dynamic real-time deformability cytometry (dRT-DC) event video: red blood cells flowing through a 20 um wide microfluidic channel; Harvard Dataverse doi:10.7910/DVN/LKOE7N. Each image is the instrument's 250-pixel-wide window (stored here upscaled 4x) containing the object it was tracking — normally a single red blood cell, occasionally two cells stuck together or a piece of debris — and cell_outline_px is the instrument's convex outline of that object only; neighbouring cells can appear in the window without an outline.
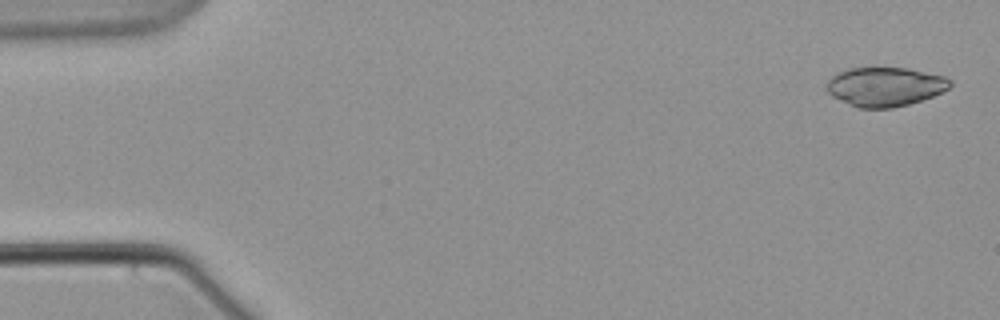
{"species": "common noctule bat (a hibernating species)", "species_latin": "Nyctalus noctula", "temperature_condition": "warm", "stored_images_in_passage": 7, "camera_frame_rate_fps": 3000, "um_per_image_px": 0.085, "animal": {"sex": "male", "body_mass_g": 21.5, "forearm_length_mm": 52.0}, "frame": {"image": 1, "passage_image": 1, "time_ms": 0.0, "image_size_px": [1000, 320], "cell_outline_px": [[952, 84], [948, 88], [932, 96], [908, 104], [892, 108], [860, 108], [832, 96], [828, 92], [828, 80], [832, 76], [848, 68], [908, 68], [944, 76], [952, 80]], "centroid_in_image_um": [75.25, 7.36], "position_along_channel_um": 9.8, "area_um2": 27.74}}
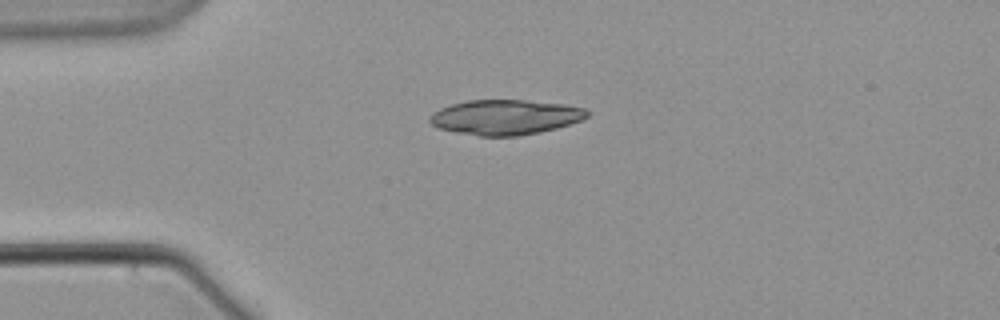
{"frame": {"image": 2, "passage_image": 5, "time_ms": 4.667, "image_size_px": [1000, 320], "cell_outline_px": [[588, 116], [580, 120], [556, 128], [540, 132], [516, 136], [480, 136], [456, 132], [440, 128], [432, 124], [428, 120], [440, 108], [452, 104], [468, 100], [524, 100], [564, 104], [584, 108], [588, 112]], "centroid_in_image_um": [42.96, 9.96], "position_along_channel_um": 42.0, "area_um2": 31.73}}